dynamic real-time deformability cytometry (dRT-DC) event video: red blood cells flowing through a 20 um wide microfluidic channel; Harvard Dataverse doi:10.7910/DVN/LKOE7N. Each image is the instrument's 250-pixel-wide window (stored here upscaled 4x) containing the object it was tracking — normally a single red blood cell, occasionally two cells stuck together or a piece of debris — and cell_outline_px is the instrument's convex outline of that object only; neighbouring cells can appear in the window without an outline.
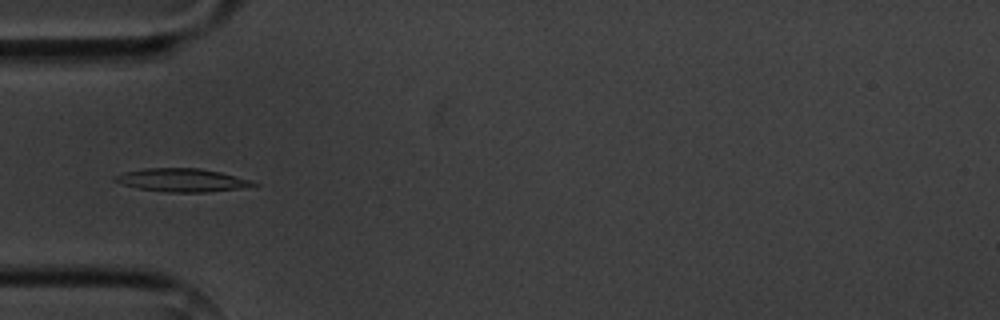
{"species": "common noctule bat (a hibernating species)", "species_latin": "Nyctalus noctula", "temperature_condition": "cold", "stored_images_in_passage": 13, "camera_frame_rate_fps": 3000, "um_per_image_px": 0.085, "animal": {"sex": "male", "body_mass_g": 20.1, "forearm_length_mm": 53.5}, "frame": {"image": 1, "passage_image": 3, "time_ms": 3.667, "image_size_px": [1000, 320], "cell_outline_px": [[260, 184], [236, 188], [204, 192], [168, 192], [140, 188], [124, 184], [112, 180], [112, 176], [124, 172], [144, 168], [200, 168], [220, 172], [252, 180]], "centroid_in_image_um": [15.43, 15.29], "position_along_channel_um": 69.6, "area_um2": 18.44}}
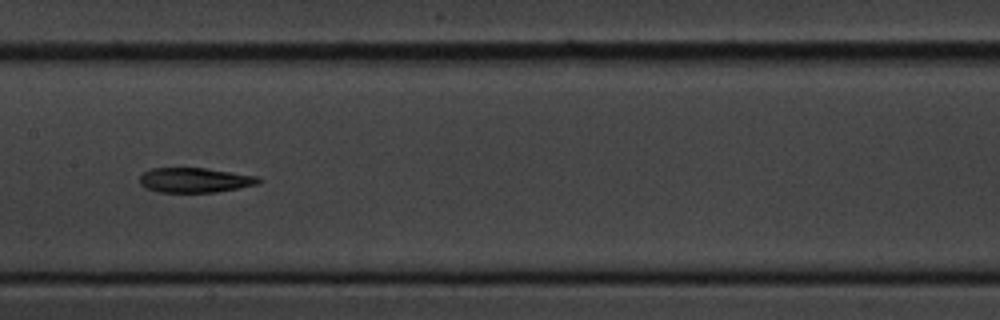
{"frame": {"image": 2, "passage_image": 6, "time_ms": 7.0, "image_size_px": [1000, 320], "cell_outline_px": [[264, 180], [260, 184], [216, 192], [160, 192], [144, 188], [140, 184], [140, 176], [144, 172], [152, 168], [204, 168], [260, 176]], "centroid_in_image_um": [16.61, 15.31], "position_along_channel_um": 190.8, "area_um2": 17.34}}
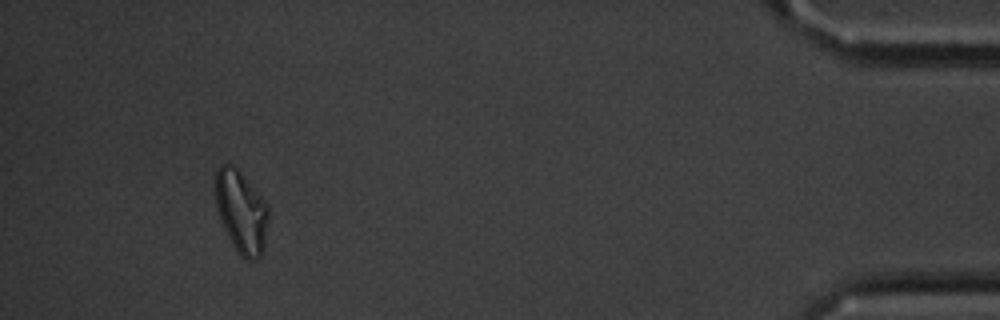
{"frame": {"image": 3, "passage_image": 12, "time_ms": 15.0, "image_size_px": [1000, 320], "cell_outline_px": [[268, 216], [264, 248], [260, 256], [252, 260], [244, 260], [240, 256], [232, 244], [220, 220], [216, 208], [216, 172], [220, 164], [232, 164], [240, 172], [268, 204]], "centroid_in_image_um": [20.51, 18.02], "position_along_channel_um": 414.7, "area_um2": 25.32}}